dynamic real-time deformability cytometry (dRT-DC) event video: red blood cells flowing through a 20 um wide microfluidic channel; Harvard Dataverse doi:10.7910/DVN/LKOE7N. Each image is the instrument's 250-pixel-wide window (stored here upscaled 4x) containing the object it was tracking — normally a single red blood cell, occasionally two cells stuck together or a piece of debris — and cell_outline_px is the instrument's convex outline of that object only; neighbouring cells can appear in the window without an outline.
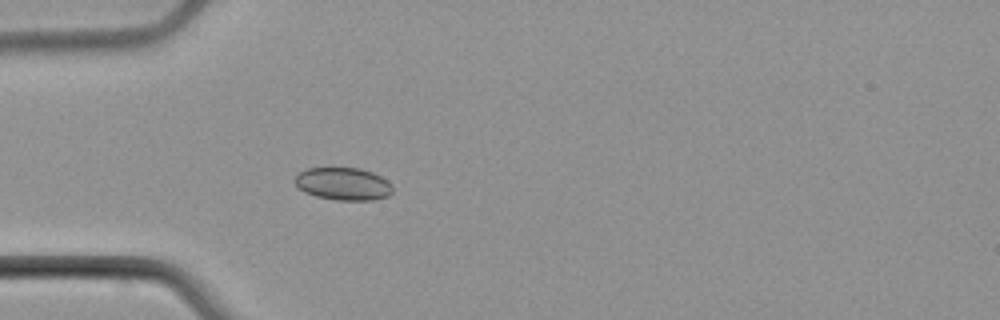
{"species": "common noctule bat (a hibernating species)", "species_latin": "Nyctalus noctula", "temperature_condition": "cold", "stored_images_in_passage": 2, "camera_frame_rate_fps": 3000, "um_per_image_px": 0.085, "animal": {"sex": "male", "body_mass_g": 21.5, "forearm_length_mm": 52.0}, "frame": {"image": 1, "passage_image": 2, "time_ms": 1.333, "image_size_px": [1000, 320], "cell_outline_px": [[392, 192], [388, 196], [376, 200], [336, 200], [316, 196], [304, 192], [292, 180], [300, 172], [308, 168], [360, 168], [372, 172], [388, 180], [392, 184]], "centroid_in_image_um": [29.19, 15.63], "position_along_channel_um": 55.8, "area_um2": 18.67}}